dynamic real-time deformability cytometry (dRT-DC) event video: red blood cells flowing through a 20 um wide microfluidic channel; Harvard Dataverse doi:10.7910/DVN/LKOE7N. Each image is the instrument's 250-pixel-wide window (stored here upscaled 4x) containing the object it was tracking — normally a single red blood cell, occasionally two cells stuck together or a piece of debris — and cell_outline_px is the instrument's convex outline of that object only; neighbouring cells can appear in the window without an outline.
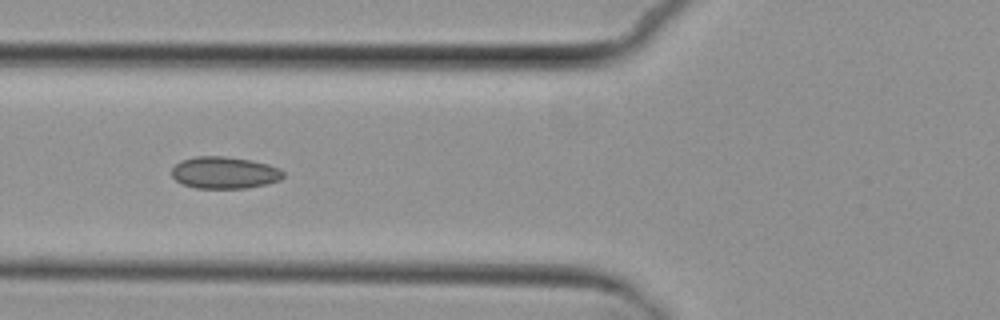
{"species": "common noctule bat (a hibernating species)", "species_latin": "Nyctalus noctula", "temperature_condition": "cold", "stored_images_in_passage": 9, "camera_frame_rate_fps": 3000, "um_per_image_px": 0.085, "animal": {"sex": "female", "body_mass_g": 29.2, "forearm_length_mm": 56.3}, "frame": {"image": 1, "passage_image": 6, "time_ms": 6.333, "image_size_px": [1000, 320], "cell_outline_px": [[284, 176], [280, 180], [268, 184], [244, 188], [196, 188], [184, 184], [176, 180], [172, 176], [172, 168], [180, 160], [196, 156], [224, 156], [248, 160], [268, 164], [280, 168], [284, 172]], "centroid_in_image_um": [19.09, 14.67], "position_along_channel_um": 106.7, "area_um2": 20.75}}
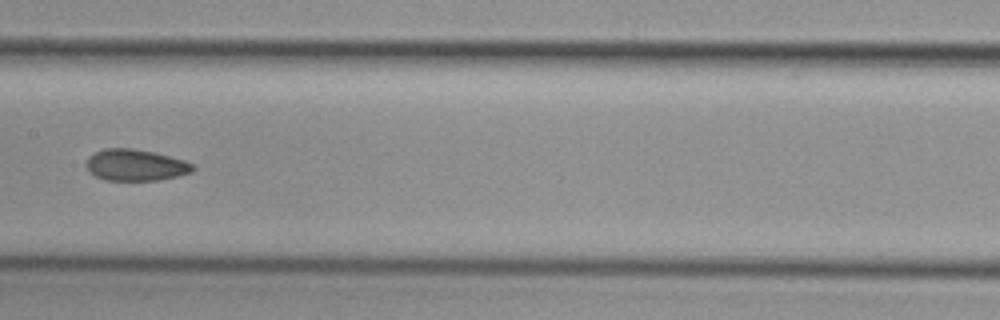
{"frame": {"image": 2, "passage_image": 8, "time_ms": 8.667, "image_size_px": [1000, 320], "cell_outline_px": [[196, 168], [192, 172], [160, 180], [104, 180], [88, 172], [84, 164], [88, 156], [104, 148], [132, 148], [152, 152], [184, 160], [192, 164]], "centroid_in_image_um": [11.47, 14.03], "position_along_channel_um": 195.9, "area_um2": 19.59}}
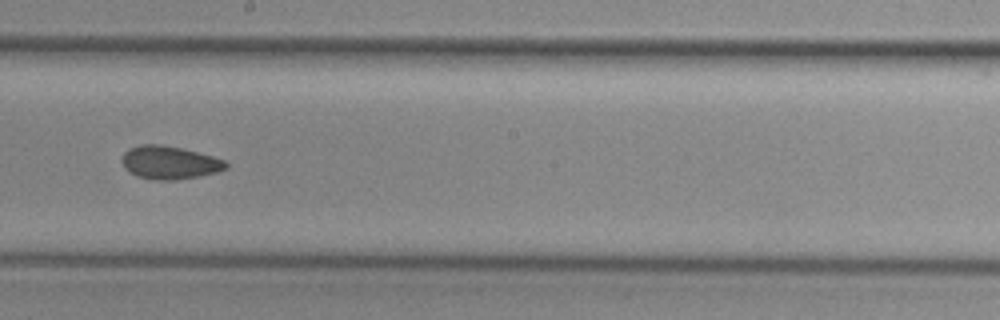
{"frame": {"image": 3, "passage_image": 9, "time_ms": 9.667, "image_size_px": [1000, 320], "cell_outline_px": [[228, 168], [216, 172], [200, 176], [176, 180], [152, 180], [136, 176], [128, 172], [124, 168], [120, 160], [124, 152], [128, 148], [140, 144], [160, 144], [180, 148], [212, 156], [224, 160], [228, 164]], "centroid_in_image_um": [14.35, 13.82], "position_along_channel_um": 233.8, "area_um2": 20.29}}